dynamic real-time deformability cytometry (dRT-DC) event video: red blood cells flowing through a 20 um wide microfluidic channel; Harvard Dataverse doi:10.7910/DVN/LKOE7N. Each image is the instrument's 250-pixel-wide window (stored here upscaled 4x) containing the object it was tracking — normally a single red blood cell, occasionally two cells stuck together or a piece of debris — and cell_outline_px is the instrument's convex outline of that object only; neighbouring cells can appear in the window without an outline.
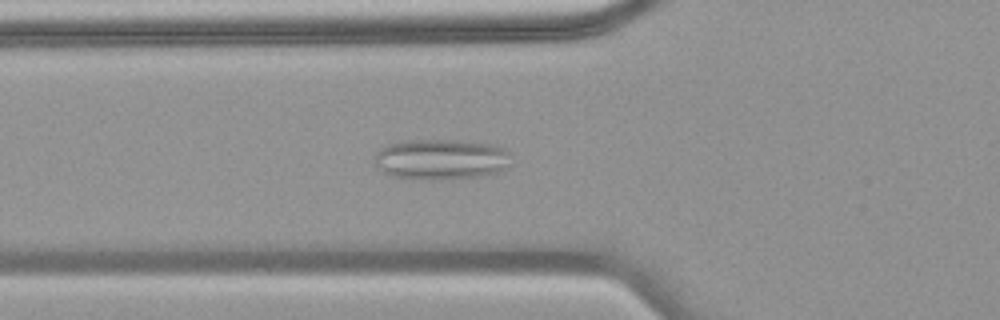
{"species": "common noctule bat (a hibernating species)", "species_latin": "Nyctalus noctula", "temperature_condition": "warm", "stored_images_in_passage": 70, "camera_frame_rate_fps": 3000, "um_per_image_px": 0.085, "animal": {"sex": "female", "body_mass_g": 18.4}, "frame": {"image": 1, "passage_image": 26, "time_ms": 8.333, "image_size_px": [1000, 320], "cell_outline_px": [[512, 152], [508, 168], [500, 172], [484, 176], [432, 180], [424, 180], [392, 176], [376, 168], [376, 152], [380, 148], [396, 140], [468, 140], [496, 144]], "centroid_in_image_um": [37.55, 13.53], "position_along_channel_um": 88.3, "area_um2": 33.23}}
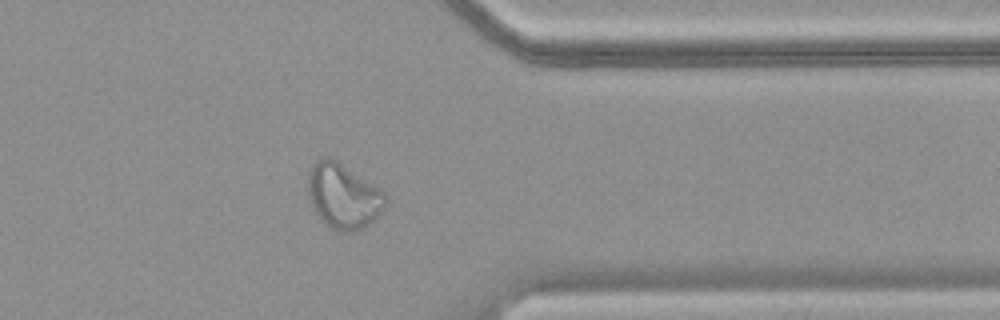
{"frame": {"image": 2, "passage_image": 57, "time_ms": 18.667, "image_size_px": [1000, 320], "cell_outline_px": [[388, 200], [380, 212], [364, 228], [352, 232], [344, 232], [332, 228], [324, 224], [320, 220], [308, 196], [308, 172], [312, 164], [320, 156], [332, 156], [384, 192]], "centroid_in_image_um": [29.14, 16.63], "position_along_channel_um": 382.3, "area_um2": 29.48}}
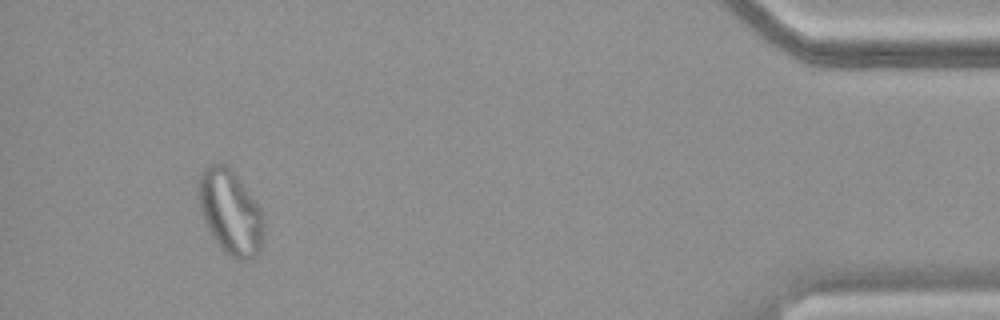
{"frame": {"image": 3, "passage_image": 66, "time_ms": 21.667, "image_size_px": [1000, 320], "cell_outline_px": [[264, 228], [260, 248], [256, 256], [252, 260], [236, 260], [228, 256], [224, 252], [212, 236], [200, 212], [200, 172], [208, 164], [228, 164], [232, 168], [260, 208], [264, 216]], "centroid_in_image_um": [19.61, 18.05], "position_along_channel_um": 415.6, "area_um2": 32.14}}